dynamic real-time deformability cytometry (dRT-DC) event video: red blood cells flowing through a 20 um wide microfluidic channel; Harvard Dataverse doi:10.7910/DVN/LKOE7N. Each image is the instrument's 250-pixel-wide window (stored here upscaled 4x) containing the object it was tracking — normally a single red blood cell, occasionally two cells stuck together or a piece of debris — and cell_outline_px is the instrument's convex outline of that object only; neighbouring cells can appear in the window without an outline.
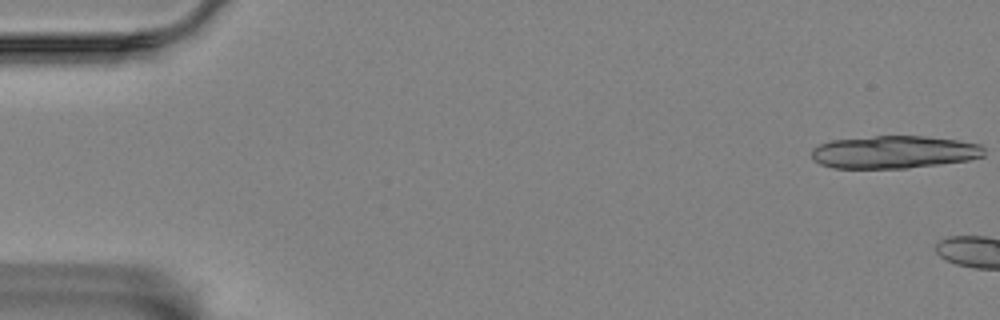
{"species": "Egyptian fruit bat (a non-hibernating species)", "species_latin": "Rousettus aegyptiacus", "temperature_condition": "room temperature", "stored_images_in_passage": 5, "camera_frame_rate_fps": 3000, "um_per_image_px": 0.085, "animal": {"sex": "female"}, "frame": {"image": 1, "passage_image": 1, "time_ms": 0.0, "image_size_px": [1000, 320], "cell_outline_px": [[984, 156], [968, 160], [940, 164], [908, 168], [832, 168], [820, 164], [812, 156], [812, 148], [820, 144], [832, 140], [876, 136], [924, 136], [956, 140], [980, 144], [984, 148]], "centroid_in_image_um": [76.0, 12.93], "position_along_channel_um": 9.0, "area_um2": 32.77}}